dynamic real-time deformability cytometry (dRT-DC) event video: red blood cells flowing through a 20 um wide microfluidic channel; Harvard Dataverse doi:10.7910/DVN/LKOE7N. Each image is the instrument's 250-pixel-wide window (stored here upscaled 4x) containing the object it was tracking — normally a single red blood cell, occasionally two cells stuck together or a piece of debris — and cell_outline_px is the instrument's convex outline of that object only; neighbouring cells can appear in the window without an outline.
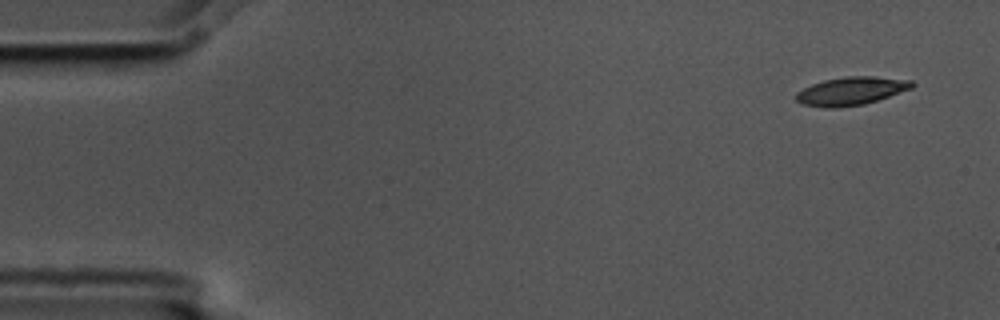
{"species": "common noctule bat (a hibernating species)", "species_latin": "Nyctalus noctula", "temperature_condition": "cold", "stored_images_in_passage": 5, "camera_frame_rate_fps": 3000, "um_per_image_px": 0.085, "animal": {"sex": "male", "body_mass_g": 17.5, "forearm_length_mm": 52.3}, "frame": {"image": 1, "passage_image": 1, "time_ms": 0.0, "image_size_px": [1000, 320], "cell_outline_px": [[916, 84], [912, 88], [864, 104], [836, 108], [828, 108], [804, 104], [796, 100], [796, 92], [812, 84], [824, 80], [848, 76], [876, 76], [912, 80]], "centroid_in_image_um": [72.36, 7.72], "position_along_channel_um": 12.6, "area_um2": 18.9}}
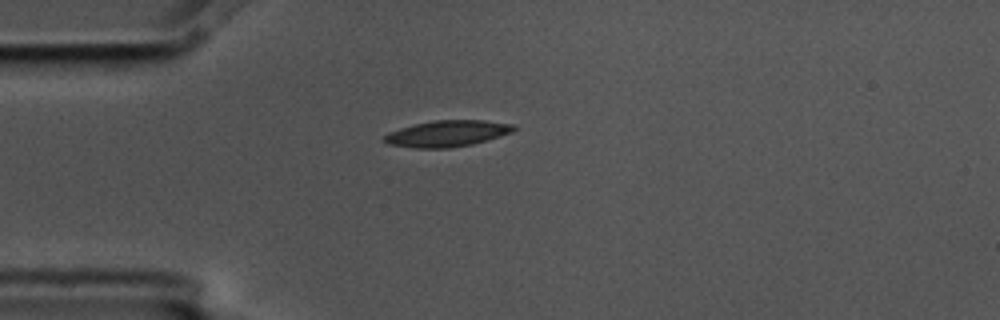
{"frame": {"image": 2, "passage_image": 4, "time_ms": 1.0, "image_size_px": [1000, 320], "cell_outline_px": [[516, 128], [512, 132], [500, 136], [472, 144], [448, 148], [416, 148], [388, 144], [380, 140], [388, 132], [400, 128], [432, 120], [484, 120], [516, 124]], "centroid_in_image_um": [38.0, 11.35], "position_along_channel_um": 47.0, "area_um2": 19.88}}